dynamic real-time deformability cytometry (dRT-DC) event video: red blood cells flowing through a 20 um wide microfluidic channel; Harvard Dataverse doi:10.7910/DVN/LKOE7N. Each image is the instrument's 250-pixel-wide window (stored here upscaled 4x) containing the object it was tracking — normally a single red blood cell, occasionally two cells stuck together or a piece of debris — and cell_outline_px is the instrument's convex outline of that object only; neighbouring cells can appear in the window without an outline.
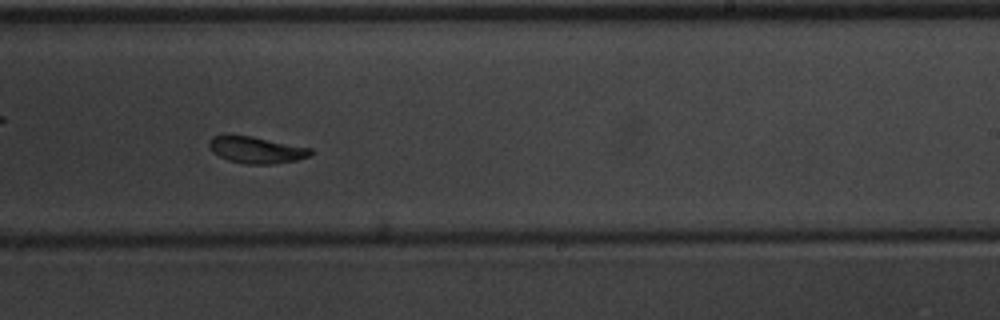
{"species": "common noctule bat (a hibernating species)", "species_latin": "Nyctalus noctula", "temperature_condition": "warm", "stored_images_in_passage": 35, "camera_frame_rate_fps": 3000, "um_per_image_px": 0.085, "animal": {"sex": "male", "body_mass_g": 20.1, "forearm_length_mm": 53.5}, "frame": {"image": 1, "passage_image": 16, "time_ms": 5.0, "image_size_px": [1000, 320], "cell_outline_px": [[312, 152], [308, 156], [296, 160], [272, 164], [244, 164], [228, 160], [212, 152], [208, 148], [208, 140], [212, 136], [228, 132], [252, 136], [312, 148]], "centroid_in_image_um": [21.69, 12.7], "position_along_channel_um": 267.3, "area_um2": 16.24}}
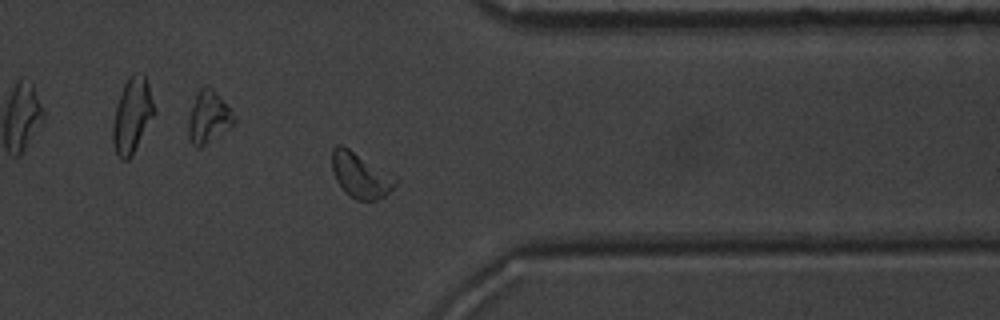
{"frame": {"image": 2, "passage_image": 25, "time_ms": 8.0, "image_size_px": [1000, 320], "cell_outline_px": [[400, 180], [384, 196], [376, 200], [356, 200], [344, 192], [336, 180], [332, 172], [332, 148], [336, 144], [340, 144], [348, 148], [396, 176]], "centroid_in_image_um": [30.63, 14.89], "position_along_channel_um": 380.8, "area_um2": 16.76}, "authors_computed_cell_mechanics": {"area_um2": 16.3574, "velocity_mm_per_s": 3.9512, "shape_relaxation_time_tau1_ms": 1.7648, "shape_relaxation_time_tau2_ms": 2.1458, "deformation_change_tau1": 0.1254, "deformation_change_tau2": 0.0834}}